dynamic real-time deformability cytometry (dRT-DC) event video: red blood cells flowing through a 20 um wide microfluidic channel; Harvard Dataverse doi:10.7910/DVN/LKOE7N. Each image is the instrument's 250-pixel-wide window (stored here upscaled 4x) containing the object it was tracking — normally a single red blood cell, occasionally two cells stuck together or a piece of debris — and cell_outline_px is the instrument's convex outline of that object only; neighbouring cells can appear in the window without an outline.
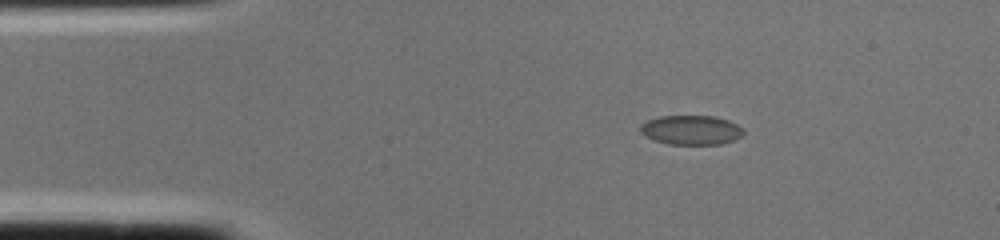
{"species": "common noctule bat (a hibernating species)", "species_latin": "Nyctalus noctula", "temperature_condition": "cold", "stored_images_in_passage": 1, "camera_frame_rate_fps": 3000, "um_per_image_px": 0.085, "animal": {"sex": "female", "body_mass_g": 22.0, "forearm_length_mm": 56.7}, "frame": {"image": 1, "passage_image": 1, "time_ms": 0.0, "image_size_px": [1000, 240], "cell_outline_px": [[744, 136], [736, 140], [720, 144], [668, 144], [652, 140], [644, 136], [640, 132], [640, 124], [648, 120], [660, 116], [712, 116], [728, 120], [744, 128]], "centroid_in_image_um": [58.76, 11.06], "position_along_channel_um": 26.2, "area_um2": 17.92}}